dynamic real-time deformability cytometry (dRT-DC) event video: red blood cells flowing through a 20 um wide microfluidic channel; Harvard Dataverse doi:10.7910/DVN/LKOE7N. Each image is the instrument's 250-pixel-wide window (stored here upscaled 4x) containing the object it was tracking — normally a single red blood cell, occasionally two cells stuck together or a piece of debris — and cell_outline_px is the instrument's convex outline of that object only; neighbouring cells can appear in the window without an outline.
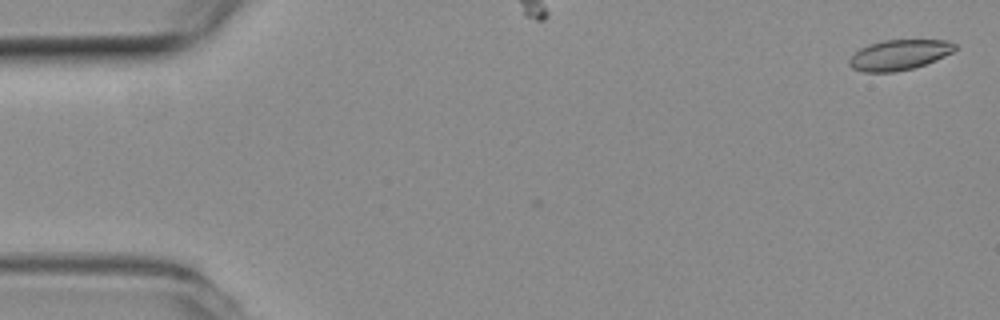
{"species": "common noctule bat (a hibernating species)", "species_latin": "Nyctalus noctula", "temperature_condition": "room temperature", "stored_images_in_passage": 48, "camera_frame_rate_fps": 3000, "um_per_image_px": 0.085, "animal": {"sex": "female", "body_mass_g": 19.3, "forearm_length_mm": 54.1}, "frame": {"image": 1, "passage_image": 1, "time_ms": 0.0, "image_size_px": [1000, 320], "cell_outline_px": [[956, 48], [952, 52], [936, 60], [912, 68], [892, 72], [864, 72], [852, 68], [848, 64], [848, 60], [860, 48], [868, 44], [884, 40], [948, 40], [956, 44]], "centroid_in_image_um": [76.41, 4.66], "position_along_channel_um": 8.6, "area_um2": 18.55}}